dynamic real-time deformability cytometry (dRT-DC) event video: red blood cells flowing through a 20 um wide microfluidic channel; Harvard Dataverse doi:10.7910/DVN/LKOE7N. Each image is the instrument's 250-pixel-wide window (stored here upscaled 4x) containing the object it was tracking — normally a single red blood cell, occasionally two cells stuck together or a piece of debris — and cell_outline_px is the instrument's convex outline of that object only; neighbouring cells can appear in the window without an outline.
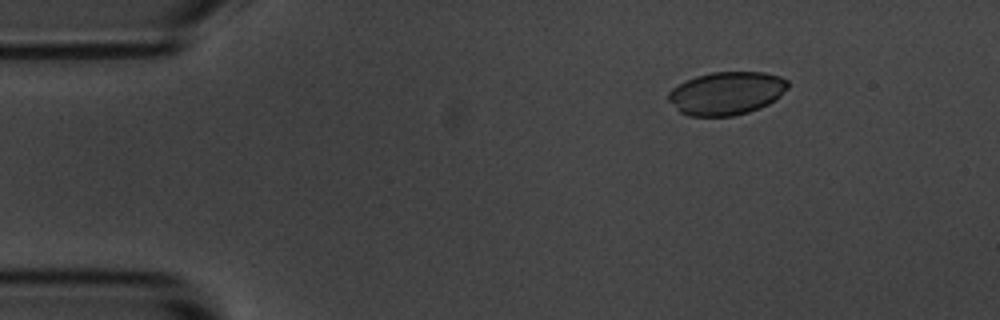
{"species": "common noctule bat (a hibernating species)", "species_latin": "Nyctalus noctula", "temperature_condition": "room temperature", "stored_images_in_passage": 2, "camera_frame_rate_fps": 3000, "um_per_image_px": 0.085, "animal": {"sex": "male", "body_mass_g": 20.1, "forearm_length_mm": 53.5}, "frame": {"image": 1, "passage_image": 2, "time_ms": 2.0, "image_size_px": [1000, 320], "cell_outline_px": [[788, 88], [776, 100], [760, 108], [748, 112], [732, 116], [688, 116], [680, 112], [668, 100], [668, 92], [672, 88], [696, 76], [712, 72], [764, 72], [780, 76], [788, 80]], "centroid_in_image_um": [61.77, 7.93], "position_along_channel_um": 23.2, "area_um2": 30.06}}